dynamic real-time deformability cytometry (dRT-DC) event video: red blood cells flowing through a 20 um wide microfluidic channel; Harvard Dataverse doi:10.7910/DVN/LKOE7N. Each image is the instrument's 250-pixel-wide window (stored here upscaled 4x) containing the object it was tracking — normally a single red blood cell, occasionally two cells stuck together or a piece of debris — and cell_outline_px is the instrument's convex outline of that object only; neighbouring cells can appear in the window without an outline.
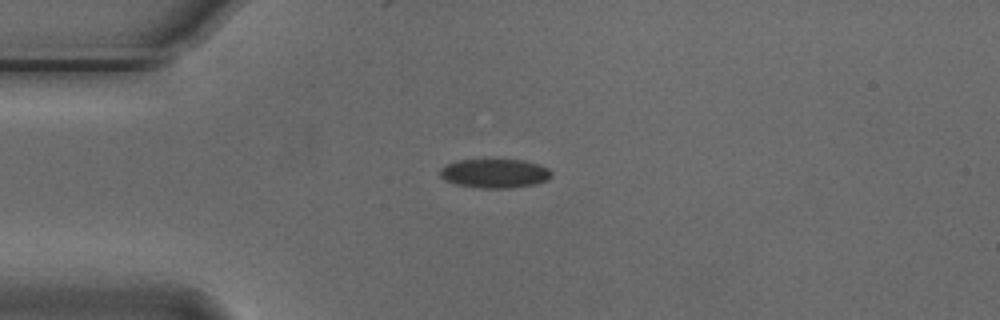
{"species": "Egyptian fruit bat (a non-hibernating species)", "species_latin": "Rousettus aegyptiacus", "temperature_condition": "cold", "stored_images_in_passage": 25, "camera_frame_rate_fps": 3000, "um_per_image_px": 0.085, "animal": {"sex": "male"}, "frame": {"image": 1, "passage_image": 1, "time_ms": 0.0, "image_size_px": [1000, 320], "cell_outline_px": [[552, 176], [548, 180], [536, 184], [512, 188], [480, 188], [456, 184], [444, 180], [440, 176], [440, 168], [444, 164], [456, 160], [524, 160], [540, 164], [548, 168], [552, 172]], "centroid_in_image_um": [42.05, 14.74], "position_along_channel_um": 42.9, "area_um2": 19.13}}
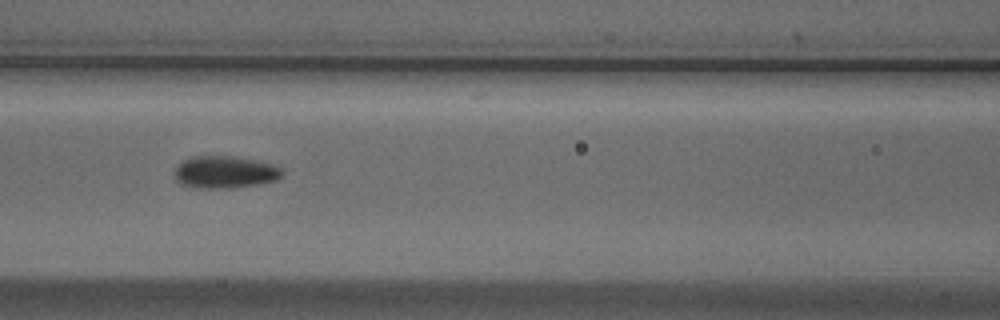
{"frame": {"image": 2, "passage_image": 11, "time_ms": 3.333, "image_size_px": [1000, 320], "cell_outline_px": [[284, 176], [276, 180], [256, 184], [232, 188], [196, 188], [184, 184], [176, 180], [176, 168], [184, 160], [192, 156], [232, 156], [256, 160], [276, 164], [284, 168]], "centroid_in_image_um": [19.21, 14.62], "position_along_channel_um": 147.4, "area_um2": 20.29}}
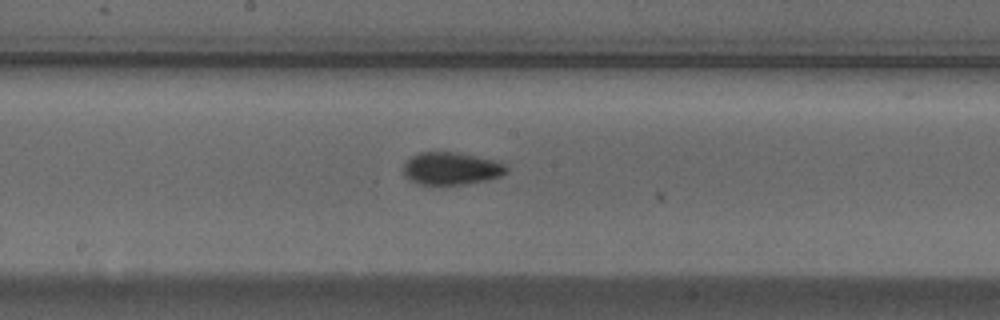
{"frame": {"image": 3, "passage_image": 16, "time_ms": 5.0, "image_size_px": [1000, 320], "cell_outline_px": [[508, 172], [500, 176], [488, 180], [464, 184], [420, 184], [408, 180], [404, 176], [404, 164], [412, 156], [420, 152], [456, 152], [496, 160], [504, 164], [508, 168]], "centroid_in_image_um": [38.37, 14.32], "position_along_channel_um": 209.8, "area_um2": 19.54}}